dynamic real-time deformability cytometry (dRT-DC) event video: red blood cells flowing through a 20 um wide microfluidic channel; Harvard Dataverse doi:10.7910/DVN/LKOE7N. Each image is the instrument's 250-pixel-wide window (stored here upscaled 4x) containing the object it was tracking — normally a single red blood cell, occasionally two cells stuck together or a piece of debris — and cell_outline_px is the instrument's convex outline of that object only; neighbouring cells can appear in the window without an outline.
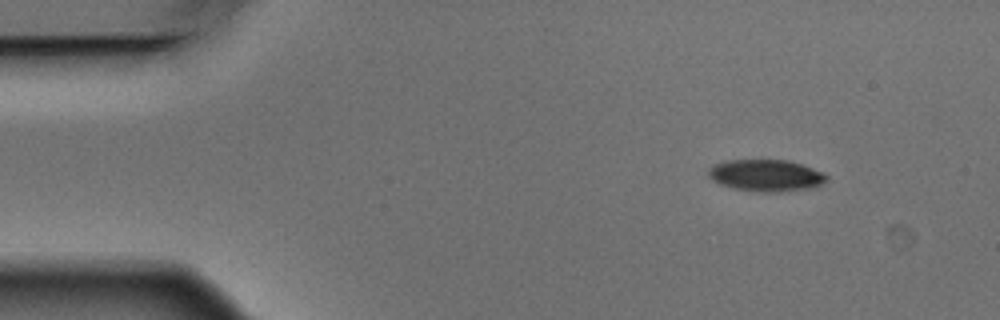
{"species": "Egyptian fruit bat (a non-hibernating species)", "species_latin": "Rousettus aegyptiacus", "temperature_condition": "warm", "stored_images_in_passage": 4, "camera_frame_rate_fps": 3000, "um_per_image_px": 0.085, "animal": {"sex": "male"}, "frame": {"image": 1, "passage_image": 1, "time_ms": 0.0, "image_size_px": [1000, 320], "cell_outline_px": [[828, 176], [820, 184], [812, 188], [780, 192], [756, 192], [732, 188], [720, 184], [712, 180], [708, 176], [708, 168], [716, 164], [728, 160], [788, 160], [824, 172]], "centroid_in_image_um": [65.09, 14.92], "position_along_channel_um": 19.9, "area_um2": 21.91}}
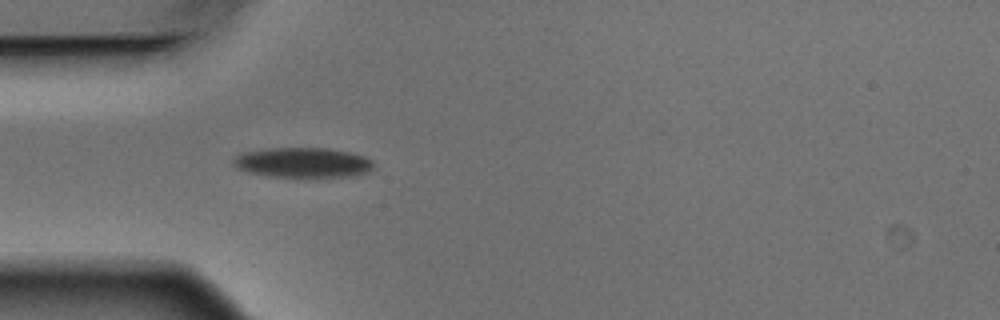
{"frame": {"image": 2, "passage_image": 4, "time_ms": 1.0, "image_size_px": [1000, 320], "cell_outline_px": [[376, 164], [368, 172], [344, 176], [276, 176], [248, 172], [236, 168], [232, 164], [232, 160], [236, 156], [244, 152], [268, 148], [332, 148], [364, 156], [372, 160]], "centroid_in_image_um": [25.74, 13.79], "position_along_channel_um": 59.3, "area_um2": 24.22}}